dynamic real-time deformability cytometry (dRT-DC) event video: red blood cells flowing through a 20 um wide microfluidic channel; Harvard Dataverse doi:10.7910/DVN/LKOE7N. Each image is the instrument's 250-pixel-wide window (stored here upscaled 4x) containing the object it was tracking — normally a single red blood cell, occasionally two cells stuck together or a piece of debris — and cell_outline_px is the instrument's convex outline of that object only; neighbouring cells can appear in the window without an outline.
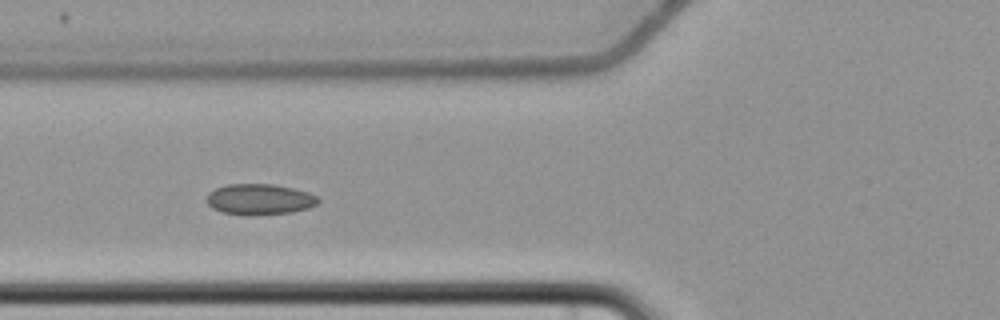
{"species": "common noctule bat (a hibernating species)", "species_latin": "Nyctalus noctula", "temperature_condition": "cold", "stored_images_in_passage": 9, "camera_frame_rate_fps": 3000, "um_per_image_px": 0.085, "animal": {"sex": "female", "body_mass_g": 22.7, "forearm_length_mm": 54.2}, "frame": {"image": 1, "passage_image": 7, "time_ms": 7.0, "image_size_px": [1000, 320], "cell_outline_px": [[320, 200], [316, 204], [308, 208], [292, 212], [252, 216], [248, 216], [220, 212], [212, 208], [208, 204], [208, 192], [216, 188], [228, 184], [272, 184], [292, 188], [308, 192], [316, 196]], "centroid_in_image_um": [22.05, 16.95], "position_along_channel_um": 103.8, "area_um2": 20.11}}
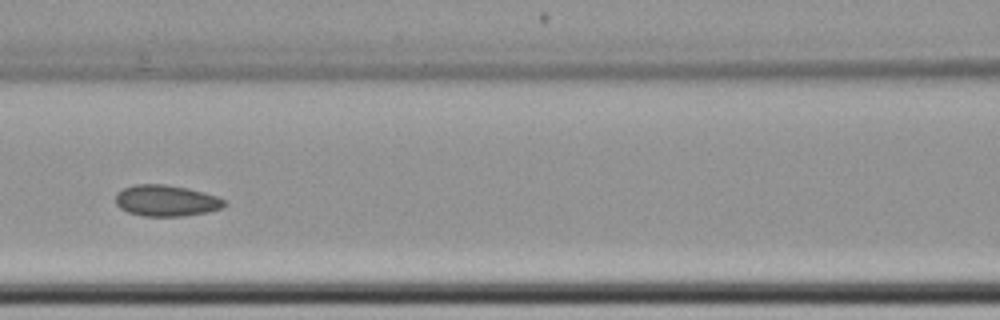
{"frame": {"image": 2, "passage_image": 8, "time_ms": 8.333, "image_size_px": [1000, 320], "cell_outline_px": [[228, 204], [224, 208], [208, 212], [180, 216], [144, 216], [128, 212], [120, 208], [116, 204], [116, 192], [124, 188], [136, 184], [164, 184], [188, 188], [204, 192], [216, 196], [224, 200]], "centroid_in_image_um": [14.15, 17.05], "position_along_channel_um": 152.5, "area_um2": 19.88}}
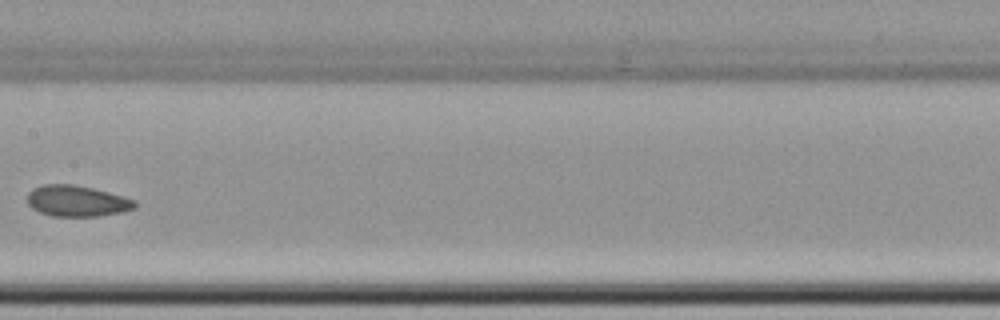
{"frame": {"image": 3, "passage_image": 9, "time_ms": 9.667, "image_size_px": [1000, 320], "cell_outline_px": [[136, 208], [120, 212], [96, 216], [52, 216], [40, 212], [32, 208], [28, 204], [28, 192], [32, 188], [44, 184], [72, 184], [92, 188], [108, 192], [136, 200]], "centroid_in_image_um": [6.52, 17.08], "position_along_channel_um": 200.9, "area_um2": 19.36}}